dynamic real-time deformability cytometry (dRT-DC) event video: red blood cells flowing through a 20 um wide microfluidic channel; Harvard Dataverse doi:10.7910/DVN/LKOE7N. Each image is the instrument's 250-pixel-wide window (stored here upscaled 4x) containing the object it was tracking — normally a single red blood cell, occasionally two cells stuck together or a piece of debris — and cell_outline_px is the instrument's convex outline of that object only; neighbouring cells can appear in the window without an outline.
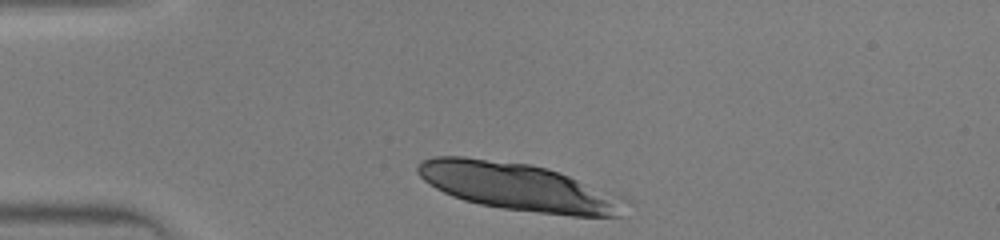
{"species": "human", "species_latin": "Homo sapiens", "temperature_condition": "warm", "stored_images_in_passage": 18, "camera_frame_rate_fps": 3000, "um_per_image_px": 0.085, "donor": {"sex": "male"}, "frame": {"image": 1, "passage_image": 1, "time_ms": 0.0, "image_size_px": [1000, 240], "cell_outline_px": [[632, 200], [620, 216], [572, 216], [500, 208], [480, 204], [464, 200], [452, 196], [436, 188], [424, 180], [416, 172], [416, 168], [424, 160], [436, 156], [464, 156], [532, 164], [560, 172]], "centroid_in_image_um": [44.12, 15.89], "position_along_channel_um": 40.9, "area_um2": 57.74}}